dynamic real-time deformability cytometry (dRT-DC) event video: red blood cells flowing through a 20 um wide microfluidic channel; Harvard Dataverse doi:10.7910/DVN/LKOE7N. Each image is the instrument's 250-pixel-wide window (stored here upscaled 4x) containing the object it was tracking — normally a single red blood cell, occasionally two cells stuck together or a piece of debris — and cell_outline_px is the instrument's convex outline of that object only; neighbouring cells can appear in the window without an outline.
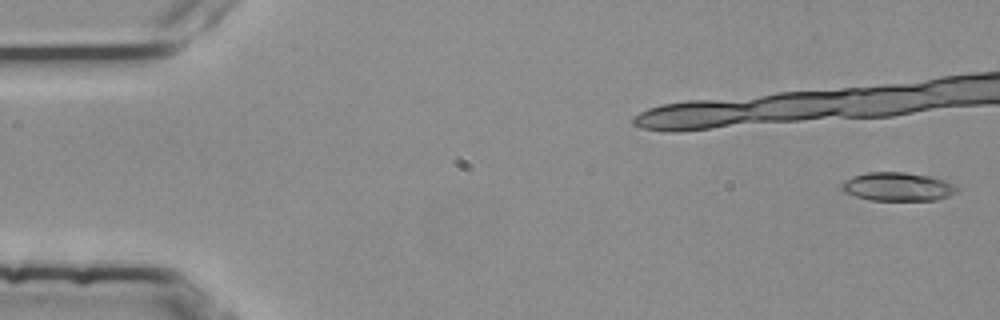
{"species": "common noctule bat (a hibernating species)", "species_latin": "Nyctalus noctula", "temperature_condition": "room temperature", "stored_images_in_passage": 5, "camera_frame_rate_fps": 3000, "um_per_image_px": 0.085, "animal": {"sex": "female", "body_mass_g": 25.1}, "frame": {"image": 1, "passage_image": 1, "time_ms": 0.0, "image_size_px": [1000, 320], "cell_outline_px": [[960, 192], [936, 200], [868, 200], [844, 192], [840, 188], [840, 184], [844, 180], [852, 176], [868, 172], [904, 172], [932, 176], [944, 180], [960, 188]], "centroid_in_image_um": [76.31, 15.86], "position_along_channel_um": 8.7, "area_um2": 19.42}}